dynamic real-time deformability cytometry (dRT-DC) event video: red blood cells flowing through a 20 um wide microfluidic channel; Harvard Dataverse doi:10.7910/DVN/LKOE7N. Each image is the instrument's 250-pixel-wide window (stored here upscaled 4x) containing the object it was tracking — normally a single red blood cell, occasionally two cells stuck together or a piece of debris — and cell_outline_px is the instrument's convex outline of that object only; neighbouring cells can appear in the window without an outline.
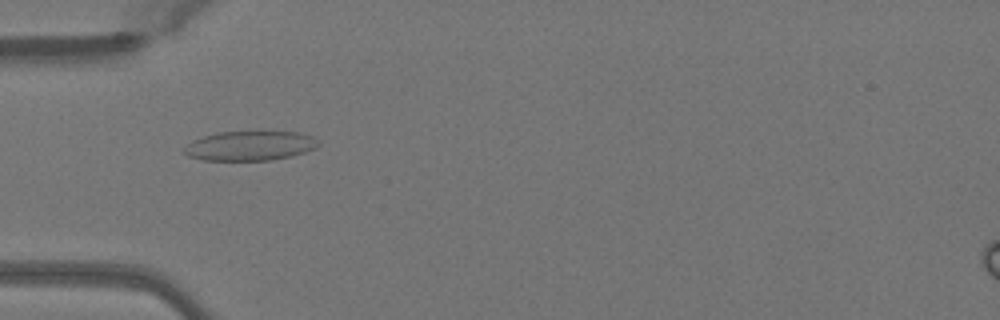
{"species": "Egyptian fruit bat (a non-hibernating species)", "species_latin": "Rousettus aegyptiacus", "temperature_condition": "warm", "stored_images_in_passage": 50, "camera_frame_rate_fps": 3000, "um_per_image_px": 0.085, "animal": {"sex": "female"}, "frame": {"image": 1, "passage_image": 16, "time_ms": 5.0, "image_size_px": [1000, 320], "cell_outline_px": [[320, 144], [316, 148], [292, 156], [272, 160], [204, 160], [188, 156], [184, 152], [184, 148], [192, 140], [204, 136], [220, 132], [260, 128], [300, 132], [312, 136]], "centroid_in_image_um": [21.3, 12.33], "position_along_channel_um": 63.7, "area_um2": 24.1}}
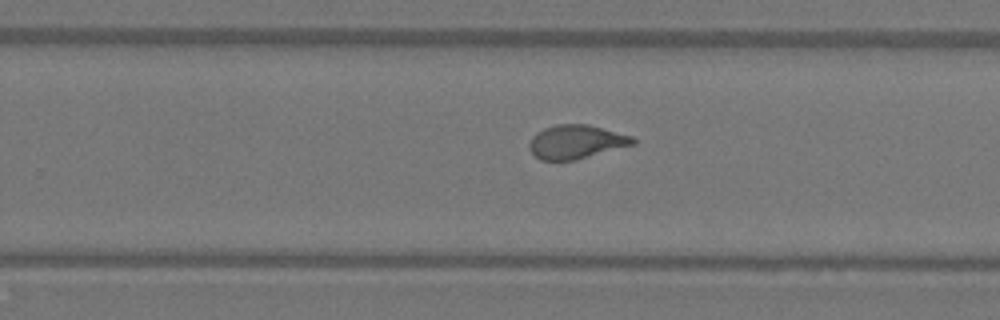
{"frame": {"image": 2, "passage_image": 32, "time_ms": 10.333, "image_size_px": [1000, 320], "cell_outline_px": [[636, 144], [576, 160], [540, 160], [528, 148], [528, 144], [532, 136], [536, 132], [544, 128], [556, 124], [588, 124], [632, 136], [636, 140]], "centroid_in_image_um": [48.97, 12.05], "position_along_channel_um": 280.8, "area_um2": 20.52}}
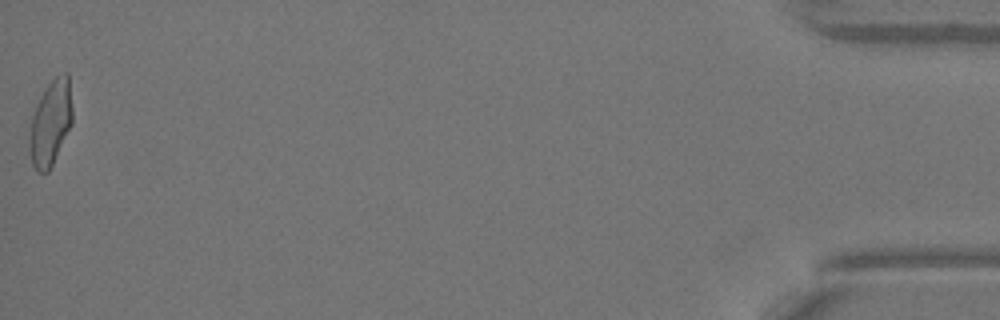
{"frame": {"image": 3, "passage_image": 50, "time_ms": 16.333, "image_size_px": [1000, 320], "cell_outline_px": [[72, 124], [48, 172], [36, 172], [32, 164], [28, 148], [28, 140], [32, 116], [36, 104], [44, 88], [56, 76], [64, 72], [68, 72], [72, 108]], "centroid_in_image_um": [4.28, 10.44], "position_along_channel_um": 430.9, "area_um2": 21.44}, "authors_computed_cell_mechanics": {"area_um2": 21.0103, "velocity_mm_per_s": 4.0917, "shape_relaxation_time_tau1_ms": null, "shape_relaxation_time_tau2_ms": 0.7337, "deformation_change_tau1": null, "deformation_change_tau2": 0.0654}}